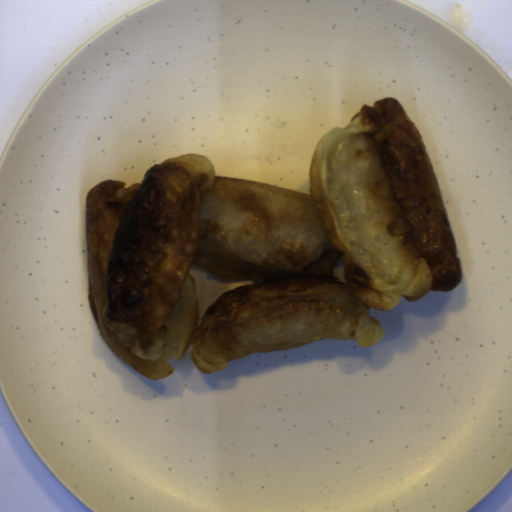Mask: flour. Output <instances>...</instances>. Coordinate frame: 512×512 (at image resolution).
<instances>
[{
    "label": "flour",
    "mask_w": 512,
    "mask_h": 512,
    "mask_svg": "<svg viewBox=\"0 0 512 512\" xmlns=\"http://www.w3.org/2000/svg\"><path fill=\"white\" fill-rule=\"evenodd\" d=\"M125 184L85 198L88 298L108 347L153 381L190 346L206 375L321 339L371 347L385 335L371 308L463 279L426 147L394 97L321 138L310 194L216 176L193 153ZM340 260L346 284L332 276ZM192 265L253 284L220 295L198 326Z\"/></svg>",
    "instance_id": "1"
}]
</instances>
